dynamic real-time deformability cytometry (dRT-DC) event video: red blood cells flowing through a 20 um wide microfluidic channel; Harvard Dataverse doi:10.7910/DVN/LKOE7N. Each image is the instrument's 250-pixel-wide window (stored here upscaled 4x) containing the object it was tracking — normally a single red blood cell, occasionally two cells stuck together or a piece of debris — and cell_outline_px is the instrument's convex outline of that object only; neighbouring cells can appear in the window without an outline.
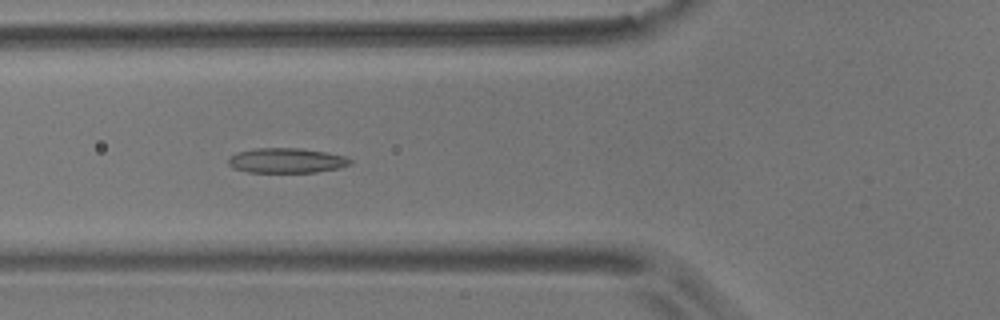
{"species": "common noctule bat (a hibernating species)", "species_latin": "Nyctalus noctula", "temperature_condition": "room temperature", "stored_images_in_passage": 55, "camera_frame_rate_fps": 3000, "um_per_image_px": 0.085, "animal": {"sex": "male", "body_mass_g": 17.9}, "frame": {"image": 1, "passage_image": 19, "time_ms": 6.0, "image_size_px": [1000, 320], "cell_outline_px": [[352, 164], [340, 168], [316, 172], [248, 172], [232, 168], [228, 164], [228, 160], [236, 152], [256, 148], [300, 148], [328, 152], [348, 156], [352, 160]], "centroid_in_image_um": [24.4, 13.64], "position_along_channel_um": 101.4, "area_um2": 17.92}}
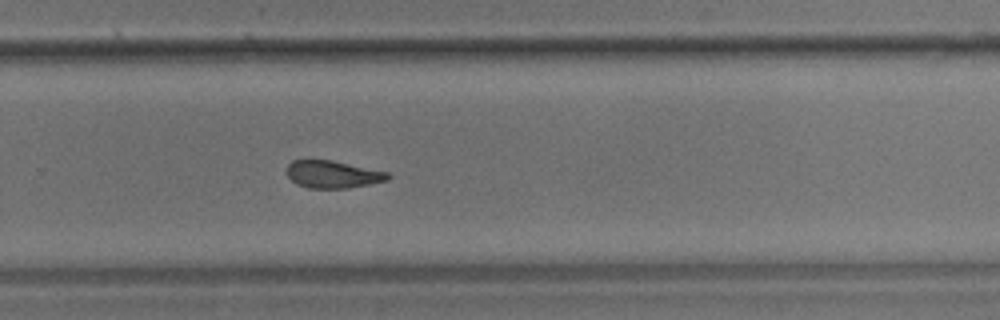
{"frame": {"image": 2, "passage_image": 36, "time_ms": 11.667, "image_size_px": [1000, 320], "cell_outline_px": [[392, 176], [388, 180], [348, 188], [308, 188], [296, 184], [288, 176], [288, 164], [292, 160], [332, 160], [388, 172]], "centroid_in_image_um": [28.3, 14.82], "position_along_channel_um": 301.5, "area_um2": 16.07}}
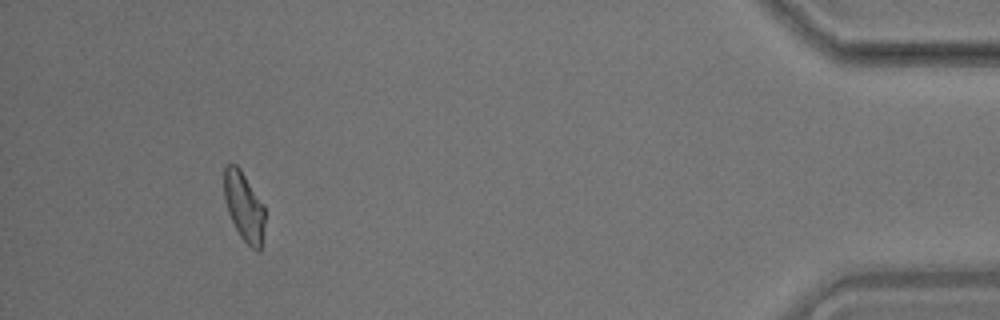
{"frame": {"image": 3, "passage_image": 51, "time_ms": 16.667, "image_size_px": [1000, 320], "cell_outline_px": [[264, 232], [260, 252], [256, 252], [240, 236], [228, 212], [224, 200], [224, 168], [228, 164], [236, 164], [240, 168], [264, 204]], "centroid_in_image_um": [20.75, 17.56], "position_along_channel_um": 414.4, "area_um2": 16.53}, "authors_computed_cell_mechanics": {"area_um2": 17.3978, "velocity_mm_per_s": 3.5383, "shape_relaxation_time_tau1_ms": null, "shape_relaxation_time_tau2_ms": 4.0331, "deformation_change_tau1": null, "deformation_change_tau2": 0.1275}}